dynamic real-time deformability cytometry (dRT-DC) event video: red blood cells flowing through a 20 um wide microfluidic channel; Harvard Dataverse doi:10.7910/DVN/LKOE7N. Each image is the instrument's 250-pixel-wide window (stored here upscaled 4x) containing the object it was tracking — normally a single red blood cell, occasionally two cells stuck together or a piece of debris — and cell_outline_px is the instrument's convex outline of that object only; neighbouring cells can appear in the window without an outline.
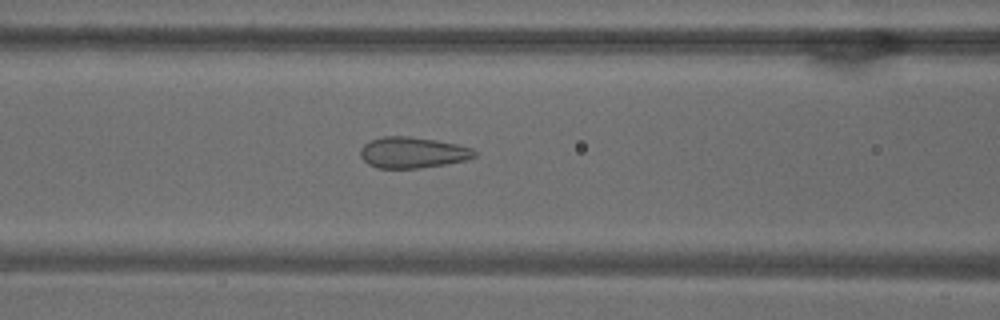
{"species": "common noctule bat (a hibernating species)", "species_latin": "Nyctalus noctula", "temperature_condition": "warm", "stored_images_in_passage": 53, "camera_frame_rate_fps": 3000, "um_per_image_px": 0.085, "animal": {"sex": "male", "body_mass_g": 18.8}, "frame": {"image": 1, "passage_image": 22, "time_ms": 7.0, "image_size_px": [1000, 320], "cell_outline_px": [[476, 156], [464, 160], [444, 164], [420, 168], [376, 168], [368, 164], [360, 156], [360, 148], [364, 144], [372, 140], [384, 136], [408, 136], [436, 140], [456, 144], [472, 148], [476, 152]], "centroid_in_image_um": [35.04, 12.96], "position_along_channel_um": 131.6, "area_um2": 20.52}}
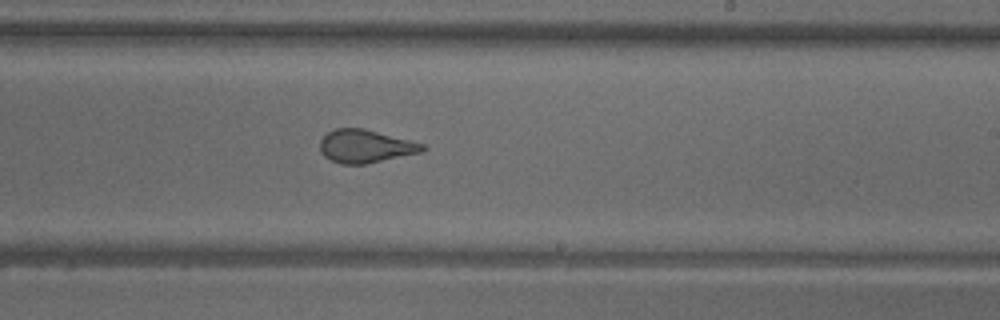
{"frame": {"image": 2, "passage_image": 32, "time_ms": 10.333, "image_size_px": [1000, 320], "cell_outline_px": [[428, 148], [424, 152], [368, 164], [340, 164], [324, 156], [320, 152], [320, 140], [328, 132], [336, 128], [364, 128], [424, 144]], "centroid_in_image_um": [31.09, 12.44], "position_along_channel_um": 257.9, "area_um2": 19.94}}
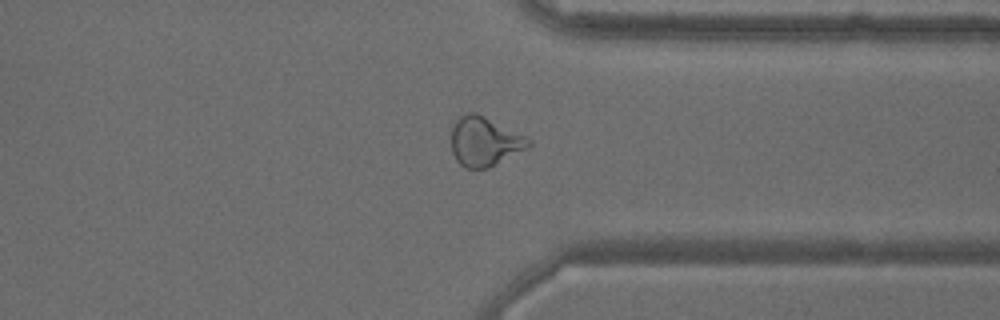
{"frame": {"image": 3, "passage_image": 41, "time_ms": 13.333, "image_size_px": [1000, 320], "cell_outline_px": [[532, 144], [528, 148], [488, 168], [464, 168], [456, 160], [452, 152], [452, 128], [456, 120], [460, 116], [468, 112], [476, 112], [532, 140]], "centroid_in_image_um": [41.17, 12.03], "position_along_channel_um": 370.2, "area_um2": 21.96}}